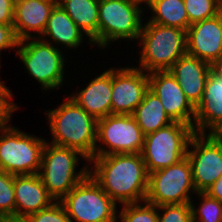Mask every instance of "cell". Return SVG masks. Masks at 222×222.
<instances>
[{
    "instance_id": "obj_33",
    "label": "cell",
    "mask_w": 222,
    "mask_h": 222,
    "mask_svg": "<svg viewBox=\"0 0 222 222\" xmlns=\"http://www.w3.org/2000/svg\"><path fill=\"white\" fill-rule=\"evenodd\" d=\"M15 1L0 0V24L13 26Z\"/></svg>"
},
{
    "instance_id": "obj_5",
    "label": "cell",
    "mask_w": 222,
    "mask_h": 222,
    "mask_svg": "<svg viewBox=\"0 0 222 222\" xmlns=\"http://www.w3.org/2000/svg\"><path fill=\"white\" fill-rule=\"evenodd\" d=\"M194 133L190 125L174 121L145 135L141 155L148 173L167 168L185 158Z\"/></svg>"
},
{
    "instance_id": "obj_30",
    "label": "cell",
    "mask_w": 222,
    "mask_h": 222,
    "mask_svg": "<svg viewBox=\"0 0 222 222\" xmlns=\"http://www.w3.org/2000/svg\"><path fill=\"white\" fill-rule=\"evenodd\" d=\"M33 222H73L60 201L30 215Z\"/></svg>"
},
{
    "instance_id": "obj_17",
    "label": "cell",
    "mask_w": 222,
    "mask_h": 222,
    "mask_svg": "<svg viewBox=\"0 0 222 222\" xmlns=\"http://www.w3.org/2000/svg\"><path fill=\"white\" fill-rule=\"evenodd\" d=\"M211 68L209 63L186 53L169 69L195 108L202 99Z\"/></svg>"
},
{
    "instance_id": "obj_4",
    "label": "cell",
    "mask_w": 222,
    "mask_h": 222,
    "mask_svg": "<svg viewBox=\"0 0 222 222\" xmlns=\"http://www.w3.org/2000/svg\"><path fill=\"white\" fill-rule=\"evenodd\" d=\"M51 145L45 143L40 164V170L43 171H39L38 174L48 194L54 201H61L89 174V169L85 167L76 175L77 155L85 158L83 154L67 147Z\"/></svg>"
},
{
    "instance_id": "obj_10",
    "label": "cell",
    "mask_w": 222,
    "mask_h": 222,
    "mask_svg": "<svg viewBox=\"0 0 222 222\" xmlns=\"http://www.w3.org/2000/svg\"><path fill=\"white\" fill-rule=\"evenodd\" d=\"M27 38L20 40L17 50L20 59L26 69L43 89L58 88L63 81L64 57L61 51L55 48L52 43L44 40H32L27 43ZM26 42V43H25Z\"/></svg>"
},
{
    "instance_id": "obj_34",
    "label": "cell",
    "mask_w": 222,
    "mask_h": 222,
    "mask_svg": "<svg viewBox=\"0 0 222 222\" xmlns=\"http://www.w3.org/2000/svg\"><path fill=\"white\" fill-rule=\"evenodd\" d=\"M210 197L222 202V176L217 179L206 191Z\"/></svg>"
},
{
    "instance_id": "obj_7",
    "label": "cell",
    "mask_w": 222,
    "mask_h": 222,
    "mask_svg": "<svg viewBox=\"0 0 222 222\" xmlns=\"http://www.w3.org/2000/svg\"><path fill=\"white\" fill-rule=\"evenodd\" d=\"M0 130V170L11 175L37 174L46 141L14 127Z\"/></svg>"
},
{
    "instance_id": "obj_37",
    "label": "cell",
    "mask_w": 222,
    "mask_h": 222,
    "mask_svg": "<svg viewBox=\"0 0 222 222\" xmlns=\"http://www.w3.org/2000/svg\"><path fill=\"white\" fill-rule=\"evenodd\" d=\"M129 1L135 5H139L140 3L144 2L147 3V6L149 7L153 0H129Z\"/></svg>"
},
{
    "instance_id": "obj_26",
    "label": "cell",
    "mask_w": 222,
    "mask_h": 222,
    "mask_svg": "<svg viewBox=\"0 0 222 222\" xmlns=\"http://www.w3.org/2000/svg\"><path fill=\"white\" fill-rule=\"evenodd\" d=\"M197 194L204 200L200 209H195L193 203H191L193 222H197V219L200 222H222V202L210 197L205 192H198Z\"/></svg>"
},
{
    "instance_id": "obj_16",
    "label": "cell",
    "mask_w": 222,
    "mask_h": 222,
    "mask_svg": "<svg viewBox=\"0 0 222 222\" xmlns=\"http://www.w3.org/2000/svg\"><path fill=\"white\" fill-rule=\"evenodd\" d=\"M194 122L195 133L205 134V128H209L210 134H222V76L212 68L208 74L202 99L196 107Z\"/></svg>"
},
{
    "instance_id": "obj_28",
    "label": "cell",
    "mask_w": 222,
    "mask_h": 222,
    "mask_svg": "<svg viewBox=\"0 0 222 222\" xmlns=\"http://www.w3.org/2000/svg\"><path fill=\"white\" fill-rule=\"evenodd\" d=\"M15 214L14 175L0 170V215Z\"/></svg>"
},
{
    "instance_id": "obj_31",
    "label": "cell",
    "mask_w": 222,
    "mask_h": 222,
    "mask_svg": "<svg viewBox=\"0 0 222 222\" xmlns=\"http://www.w3.org/2000/svg\"><path fill=\"white\" fill-rule=\"evenodd\" d=\"M2 83L3 82L0 81V128L7 126L11 113L17 108L16 105H14L15 103H11L10 100H8L12 97V94Z\"/></svg>"
},
{
    "instance_id": "obj_2",
    "label": "cell",
    "mask_w": 222,
    "mask_h": 222,
    "mask_svg": "<svg viewBox=\"0 0 222 222\" xmlns=\"http://www.w3.org/2000/svg\"><path fill=\"white\" fill-rule=\"evenodd\" d=\"M51 144L79 151L90 161L95 156L97 120L71 98L48 113Z\"/></svg>"
},
{
    "instance_id": "obj_8",
    "label": "cell",
    "mask_w": 222,
    "mask_h": 222,
    "mask_svg": "<svg viewBox=\"0 0 222 222\" xmlns=\"http://www.w3.org/2000/svg\"><path fill=\"white\" fill-rule=\"evenodd\" d=\"M189 191L196 192L186 156L167 168L149 173L145 202L156 206L191 203Z\"/></svg>"
},
{
    "instance_id": "obj_35",
    "label": "cell",
    "mask_w": 222,
    "mask_h": 222,
    "mask_svg": "<svg viewBox=\"0 0 222 222\" xmlns=\"http://www.w3.org/2000/svg\"><path fill=\"white\" fill-rule=\"evenodd\" d=\"M3 222H33V220L31 216H28V215L13 214V215L4 217Z\"/></svg>"
},
{
    "instance_id": "obj_29",
    "label": "cell",
    "mask_w": 222,
    "mask_h": 222,
    "mask_svg": "<svg viewBox=\"0 0 222 222\" xmlns=\"http://www.w3.org/2000/svg\"><path fill=\"white\" fill-rule=\"evenodd\" d=\"M158 208L165 211L163 215H158V222H193L191 203L162 205Z\"/></svg>"
},
{
    "instance_id": "obj_12",
    "label": "cell",
    "mask_w": 222,
    "mask_h": 222,
    "mask_svg": "<svg viewBox=\"0 0 222 222\" xmlns=\"http://www.w3.org/2000/svg\"><path fill=\"white\" fill-rule=\"evenodd\" d=\"M187 149V158L192 168L193 184L198 192H205L217 179L222 176V134L194 133Z\"/></svg>"
},
{
    "instance_id": "obj_24",
    "label": "cell",
    "mask_w": 222,
    "mask_h": 222,
    "mask_svg": "<svg viewBox=\"0 0 222 222\" xmlns=\"http://www.w3.org/2000/svg\"><path fill=\"white\" fill-rule=\"evenodd\" d=\"M149 8L155 12L150 22L188 30L189 19L184 0H153Z\"/></svg>"
},
{
    "instance_id": "obj_9",
    "label": "cell",
    "mask_w": 222,
    "mask_h": 222,
    "mask_svg": "<svg viewBox=\"0 0 222 222\" xmlns=\"http://www.w3.org/2000/svg\"><path fill=\"white\" fill-rule=\"evenodd\" d=\"M142 9L129 0H99L98 45L117 39H139Z\"/></svg>"
},
{
    "instance_id": "obj_21",
    "label": "cell",
    "mask_w": 222,
    "mask_h": 222,
    "mask_svg": "<svg viewBox=\"0 0 222 222\" xmlns=\"http://www.w3.org/2000/svg\"><path fill=\"white\" fill-rule=\"evenodd\" d=\"M57 4L89 36L90 42L98 44L99 0H58Z\"/></svg>"
},
{
    "instance_id": "obj_6",
    "label": "cell",
    "mask_w": 222,
    "mask_h": 222,
    "mask_svg": "<svg viewBox=\"0 0 222 222\" xmlns=\"http://www.w3.org/2000/svg\"><path fill=\"white\" fill-rule=\"evenodd\" d=\"M70 220L116 222V203L88 174L60 201Z\"/></svg>"
},
{
    "instance_id": "obj_23",
    "label": "cell",
    "mask_w": 222,
    "mask_h": 222,
    "mask_svg": "<svg viewBox=\"0 0 222 222\" xmlns=\"http://www.w3.org/2000/svg\"><path fill=\"white\" fill-rule=\"evenodd\" d=\"M42 35H48L55 42L65 44L68 48H74L82 42L83 31L74 23L61 6L56 4L50 13Z\"/></svg>"
},
{
    "instance_id": "obj_36",
    "label": "cell",
    "mask_w": 222,
    "mask_h": 222,
    "mask_svg": "<svg viewBox=\"0 0 222 222\" xmlns=\"http://www.w3.org/2000/svg\"><path fill=\"white\" fill-rule=\"evenodd\" d=\"M212 69L219 74L220 76H222V55L221 57L213 64L211 65Z\"/></svg>"
},
{
    "instance_id": "obj_38",
    "label": "cell",
    "mask_w": 222,
    "mask_h": 222,
    "mask_svg": "<svg viewBox=\"0 0 222 222\" xmlns=\"http://www.w3.org/2000/svg\"><path fill=\"white\" fill-rule=\"evenodd\" d=\"M4 218L0 215V222H3Z\"/></svg>"
},
{
    "instance_id": "obj_13",
    "label": "cell",
    "mask_w": 222,
    "mask_h": 222,
    "mask_svg": "<svg viewBox=\"0 0 222 222\" xmlns=\"http://www.w3.org/2000/svg\"><path fill=\"white\" fill-rule=\"evenodd\" d=\"M148 78L149 90L160 99L168 116L173 121L193 128L192 119H195L196 108L187 99L171 72L169 70L153 71L148 74Z\"/></svg>"
},
{
    "instance_id": "obj_3",
    "label": "cell",
    "mask_w": 222,
    "mask_h": 222,
    "mask_svg": "<svg viewBox=\"0 0 222 222\" xmlns=\"http://www.w3.org/2000/svg\"><path fill=\"white\" fill-rule=\"evenodd\" d=\"M143 51L140 67L146 72L169 70L187 53V31L147 22L139 35Z\"/></svg>"
},
{
    "instance_id": "obj_19",
    "label": "cell",
    "mask_w": 222,
    "mask_h": 222,
    "mask_svg": "<svg viewBox=\"0 0 222 222\" xmlns=\"http://www.w3.org/2000/svg\"><path fill=\"white\" fill-rule=\"evenodd\" d=\"M15 214H34L49 207L53 198L48 194L39 174L14 175ZM23 209V210H22Z\"/></svg>"
},
{
    "instance_id": "obj_20",
    "label": "cell",
    "mask_w": 222,
    "mask_h": 222,
    "mask_svg": "<svg viewBox=\"0 0 222 222\" xmlns=\"http://www.w3.org/2000/svg\"><path fill=\"white\" fill-rule=\"evenodd\" d=\"M112 68L92 80L80 93L70 97L96 120L112 114Z\"/></svg>"
},
{
    "instance_id": "obj_27",
    "label": "cell",
    "mask_w": 222,
    "mask_h": 222,
    "mask_svg": "<svg viewBox=\"0 0 222 222\" xmlns=\"http://www.w3.org/2000/svg\"><path fill=\"white\" fill-rule=\"evenodd\" d=\"M141 206L138 203L125 204L120 213L121 222H158V206L144 202Z\"/></svg>"
},
{
    "instance_id": "obj_1",
    "label": "cell",
    "mask_w": 222,
    "mask_h": 222,
    "mask_svg": "<svg viewBox=\"0 0 222 222\" xmlns=\"http://www.w3.org/2000/svg\"><path fill=\"white\" fill-rule=\"evenodd\" d=\"M92 160L95 170L89 171L90 176L115 203L145 202L149 173L141 153L94 156Z\"/></svg>"
},
{
    "instance_id": "obj_25",
    "label": "cell",
    "mask_w": 222,
    "mask_h": 222,
    "mask_svg": "<svg viewBox=\"0 0 222 222\" xmlns=\"http://www.w3.org/2000/svg\"><path fill=\"white\" fill-rule=\"evenodd\" d=\"M189 26L195 22L215 17L222 11V0H184Z\"/></svg>"
},
{
    "instance_id": "obj_11",
    "label": "cell",
    "mask_w": 222,
    "mask_h": 222,
    "mask_svg": "<svg viewBox=\"0 0 222 222\" xmlns=\"http://www.w3.org/2000/svg\"><path fill=\"white\" fill-rule=\"evenodd\" d=\"M144 137L145 135L132 115H108L97 120L96 140L104 142L103 144H106L110 150L97 146L95 156L121 153L140 154L144 147Z\"/></svg>"
},
{
    "instance_id": "obj_15",
    "label": "cell",
    "mask_w": 222,
    "mask_h": 222,
    "mask_svg": "<svg viewBox=\"0 0 222 222\" xmlns=\"http://www.w3.org/2000/svg\"><path fill=\"white\" fill-rule=\"evenodd\" d=\"M187 54L213 65L222 55V11L187 30Z\"/></svg>"
},
{
    "instance_id": "obj_14",
    "label": "cell",
    "mask_w": 222,
    "mask_h": 222,
    "mask_svg": "<svg viewBox=\"0 0 222 222\" xmlns=\"http://www.w3.org/2000/svg\"><path fill=\"white\" fill-rule=\"evenodd\" d=\"M141 68H112V114L132 115L149 90V78Z\"/></svg>"
},
{
    "instance_id": "obj_32",
    "label": "cell",
    "mask_w": 222,
    "mask_h": 222,
    "mask_svg": "<svg viewBox=\"0 0 222 222\" xmlns=\"http://www.w3.org/2000/svg\"><path fill=\"white\" fill-rule=\"evenodd\" d=\"M17 39L13 26L0 24V51L4 48L17 47Z\"/></svg>"
},
{
    "instance_id": "obj_18",
    "label": "cell",
    "mask_w": 222,
    "mask_h": 222,
    "mask_svg": "<svg viewBox=\"0 0 222 222\" xmlns=\"http://www.w3.org/2000/svg\"><path fill=\"white\" fill-rule=\"evenodd\" d=\"M58 0H17L14 9L13 29L17 39L33 38L30 31L43 34L50 13ZM28 30V31H27Z\"/></svg>"
},
{
    "instance_id": "obj_22",
    "label": "cell",
    "mask_w": 222,
    "mask_h": 222,
    "mask_svg": "<svg viewBox=\"0 0 222 222\" xmlns=\"http://www.w3.org/2000/svg\"><path fill=\"white\" fill-rule=\"evenodd\" d=\"M132 116L144 135L174 122L165 112L160 99L150 90L145 93L144 99L136 107Z\"/></svg>"
}]
</instances>
